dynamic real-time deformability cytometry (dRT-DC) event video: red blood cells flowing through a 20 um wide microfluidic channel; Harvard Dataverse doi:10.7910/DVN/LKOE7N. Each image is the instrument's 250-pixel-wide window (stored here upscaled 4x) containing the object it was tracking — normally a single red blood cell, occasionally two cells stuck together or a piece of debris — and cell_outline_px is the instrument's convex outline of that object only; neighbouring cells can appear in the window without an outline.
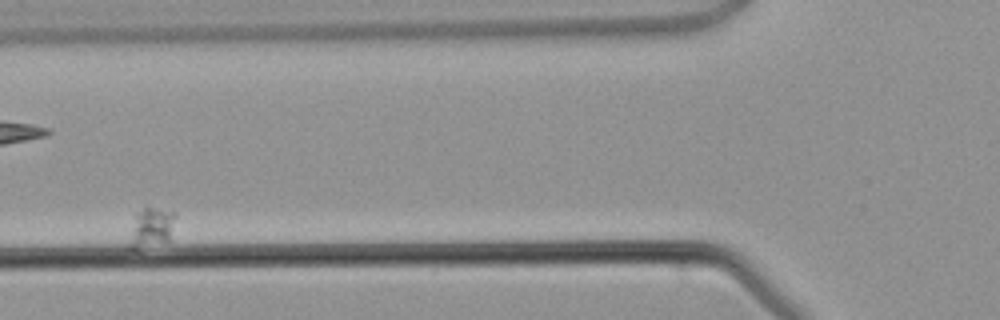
{"species": "common noctule bat (a hibernating species)", "species_latin": "Nyctalus noctula", "temperature_condition": "warm", "stored_images_in_passage": 8, "camera_frame_rate_fps": 3000, "um_per_image_px": 0.085, "animal": {"sex": "male", "body_mass_g": 21.5, "forearm_length_mm": 52.0}, "frame": {"image": 1, "passage_image": 4, "time_ms": 4.667, "image_size_px": [1000, 320], "cell_outline_px": [[176, 216], [168, 240], [136, 248], [128, 248], [128, 244], [136, 212], [144, 208], [172, 208], [176, 212]], "centroid_in_image_um": [12.88, 19.27], "position_along_channel_um": 112.9, "area_um2": 10.46}}
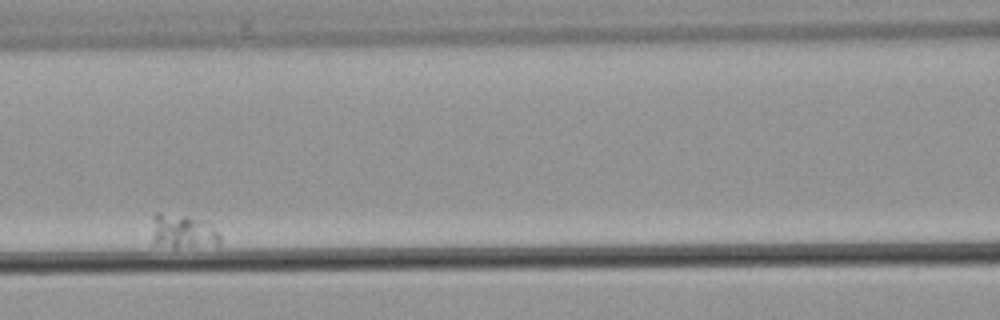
{"frame": {"image": 2, "passage_image": 5, "time_ms": 6.0, "image_size_px": [1000, 320], "cell_outline_px": [[220, 244], [176, 248], [152, 244], [152, 216], [156, 212], [160, 212], [188, 216], [204, 220], [212, 224], [220, 236]], "centroid_in_image_um": [15.5, 19.66], "position_along_channel_um": 151.1, "area_um2": 13.93}}